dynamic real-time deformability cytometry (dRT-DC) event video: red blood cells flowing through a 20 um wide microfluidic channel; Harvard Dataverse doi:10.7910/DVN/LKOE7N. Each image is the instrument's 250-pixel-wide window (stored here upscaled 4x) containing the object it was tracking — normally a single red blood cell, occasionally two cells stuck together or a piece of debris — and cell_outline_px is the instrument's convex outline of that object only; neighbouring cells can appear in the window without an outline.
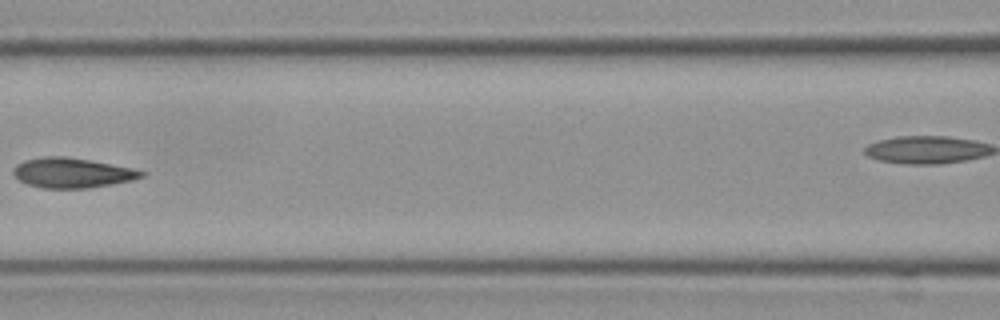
{"species": "Egyptian fruit bat (a non-hibernating species)", "species_latin": "Rousettus aegyptiacus", "temperature_condition": "cold", "stored_images_in_passage": 8, "segment_of_instrument_passage": [1, 2], "camera_frame_rate_fps": 3000, "um_per_image_px": 0.085, "frame": {"image": 1, "passage_image": 7, "time_ms": 2.0, "image_size_px": [1000, 320], "cell_outline_px": [[148, 172], [144, 176], [132, 180], [112, 184], [88, 188], [44, 188], [28, 184], [20, 180], [12, 172], [16, 164], [24, 160], [44, 156], [64, 156], [88, 160], [132, 168]], "centroid_in_image_um": [6.14, 14.69], "position_along_channel_um": 160.5, "area_um2": 22.2}}